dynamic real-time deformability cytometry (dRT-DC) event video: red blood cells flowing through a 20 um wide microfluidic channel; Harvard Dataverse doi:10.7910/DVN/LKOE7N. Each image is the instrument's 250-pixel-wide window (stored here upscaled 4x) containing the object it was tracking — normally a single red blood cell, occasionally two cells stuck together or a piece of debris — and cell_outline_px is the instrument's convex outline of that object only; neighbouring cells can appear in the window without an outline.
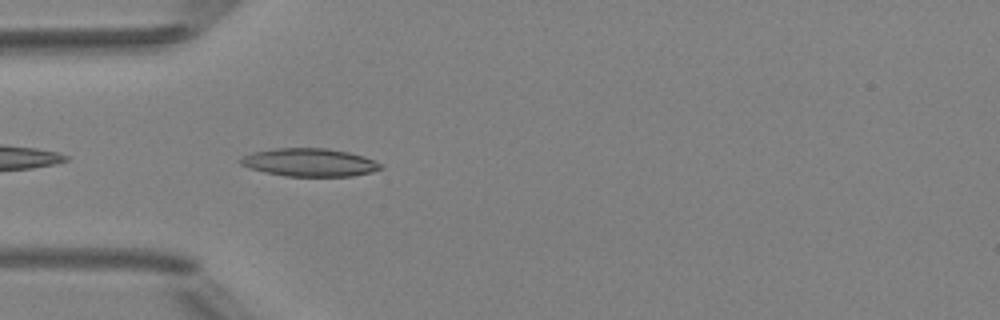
{"species": "Egyptian fruit bat (a non-hibernating species)", "species_latin": "Rousettus aegyptiacus", "temperature_condition": "room temperature", "stored_images_in_passage": 4, "camera_frame_rate_fps": 3000, "um_per_image_px": 0.085, "animal": {"sex": "female"}, "frame": {"image": 1, "passage_image": 4, "time_ms": 3.667, "image_size_px": [1000, 320], "cell_outline_px": [[384, 168], [372, 172], [352, 176], [284, 176], [264, 172], [248, 168], [240, 164], [240, 160], [244, 156], [252, 152], [276, 148], [324, 148], [348, 152], [364, 156], [384, 164]], "centroid_in_image_um": [26.34, 13.81], "position_along_channel_um": 58.7, "area_um2": 23.0}}